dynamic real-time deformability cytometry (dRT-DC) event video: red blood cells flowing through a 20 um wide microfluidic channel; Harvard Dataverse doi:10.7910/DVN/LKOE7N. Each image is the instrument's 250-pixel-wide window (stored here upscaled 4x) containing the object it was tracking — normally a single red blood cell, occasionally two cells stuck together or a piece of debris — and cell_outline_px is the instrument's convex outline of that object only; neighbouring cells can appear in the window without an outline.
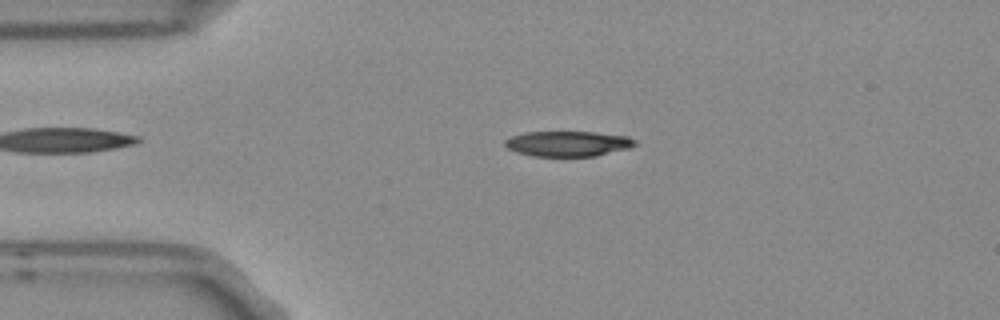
{"species": "Egyptian fruit bat (a non-hibernating species)", "species_latin": "Rousettus aegyptiacus", "temperature_condition": "room temperature", "stored_images_in_passage": 3, "camera_frame_rate_fps": 3000, "um_per_image_px": 0.085, "frame": {"image": 1, "passage_image": 2, "time_ms": 0.333, "image_size_px": [1000, 320], "cell_outline_px": [[636, 144], [628, 148], [596, 156], [532, 156], [516, 152], [508, 148], [504, 144], [504, 140], [512, 136], [524, 132], [592, 132], [628, 136], [636, 140]], "centroid_in_image_um": [48.25, 12.21], "position_along_channel_um": 36.7, "area_um2": 19.13}}